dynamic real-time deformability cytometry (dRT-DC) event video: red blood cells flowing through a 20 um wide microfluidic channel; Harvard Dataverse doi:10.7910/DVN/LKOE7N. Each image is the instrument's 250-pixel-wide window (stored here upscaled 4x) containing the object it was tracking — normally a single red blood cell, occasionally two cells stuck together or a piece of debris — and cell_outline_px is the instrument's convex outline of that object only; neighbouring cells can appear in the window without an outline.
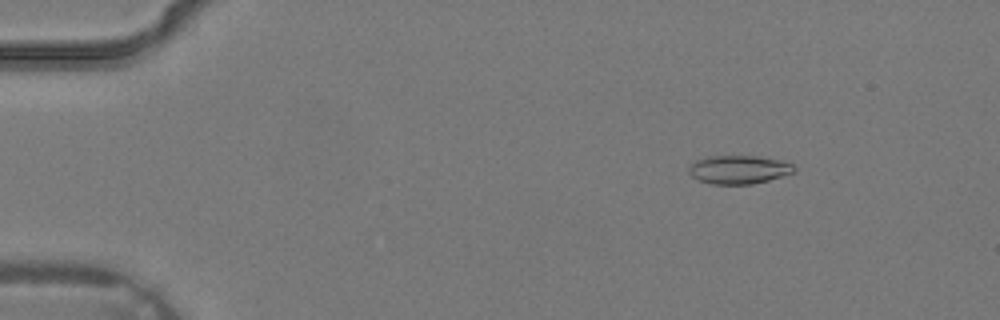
{"species": "common noctule bat (a hibernating species)", "species_latin": "Nyctalus noctula", "temperature_condition": "warm", "stored_images_in_passage": 4, "camera_frame_rate_fps": 3000, "um_per_image_px": 0.085, "animal": {"sex": "male", "body_mass_g": 19.2, "forearm_length_mm": 51.8}, "frame": {"image": 1, "passage_image": 2, "time_ms": 0.333, "image_size_px": [1000, 320], "cell_outline_px": [[796, 172], [768, 180], [752, 184], [712, 184], [700, 180], [692, 176], [688, 172], [688, 168], [696, 160], [712, 156], [760, 156], [792, 164], [796, 168]], "centroid_in_image_um": [62.8, 14.42], "position_along_channel_um": 22.2, "area_um2": 17.28}}